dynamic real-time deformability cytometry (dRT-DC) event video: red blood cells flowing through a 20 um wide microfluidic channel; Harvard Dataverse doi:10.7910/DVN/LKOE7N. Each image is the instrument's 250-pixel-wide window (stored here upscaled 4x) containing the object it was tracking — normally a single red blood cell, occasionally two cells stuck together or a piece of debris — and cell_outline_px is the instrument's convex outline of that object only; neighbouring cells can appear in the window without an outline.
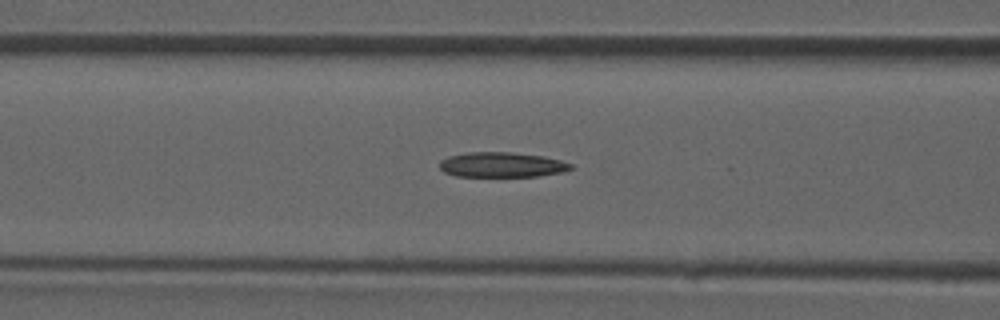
{"species": "common noctule bat (a hibernating species)", "species_latin": "Nyctalus noctula", "temperature_condition": "room temperature", "stored_images_in_passage": 45, "camera_frame_rate_fps": 3000, "um_per_image_px": 0.085, "animal": {"sex": "male", "forearm_length_mm": 52.5}, "frame": {"image": 1, "passage_image": 19, "time_ms": 6.0, "image_size_px": [1000, 320], "cell_outline_px": [[576, 168], [564, 172], [540, 176], [456, 176], [444, 172], [440, 168], [440, 160], [448, 156], [468, 152], [512, 152], [544, 156], [560, 160], [572, 164]], "centroid_in_image_um": [42.7, 14.0], "position_along_channel_um": 123.9, "area_um2": 19.31}}